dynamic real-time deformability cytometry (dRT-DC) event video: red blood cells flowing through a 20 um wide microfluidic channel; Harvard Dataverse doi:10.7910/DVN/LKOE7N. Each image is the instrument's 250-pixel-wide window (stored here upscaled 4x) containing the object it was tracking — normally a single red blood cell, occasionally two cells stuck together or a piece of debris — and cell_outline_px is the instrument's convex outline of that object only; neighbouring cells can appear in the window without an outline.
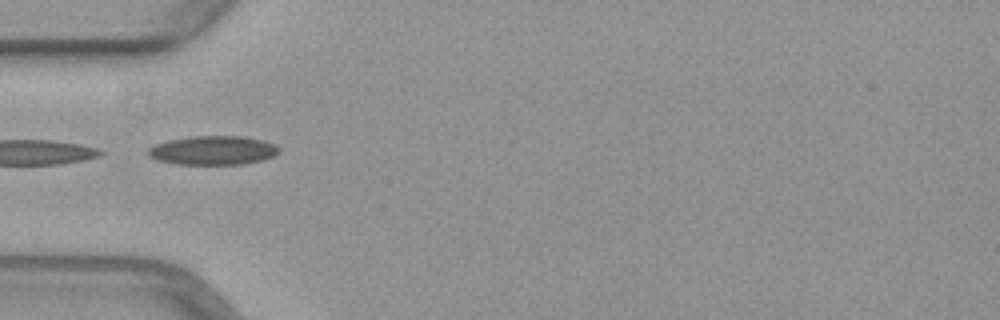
{"species": "common noctule bat (a hibernating species)", "species_latin": "Nyctalus noctula", "temperature_condition": "warm", "stored_images_in_passage": 27, "camera_frame_rate_fps": 3000, "um_per_image_px": 0.085, "animal": {"sex": "female", "body_mass_g": 29.2, "forearm_length_mm": 56.3}, "frame": {"image": 1, "passage_image": 1, "time_ms": 0.0, "image_size_px": [1000, 320], "cell_outline_px": [[280, 152], [264, 160], [244, 164], [176, 164], [156, 160], [148, 156], [148, 148], [156, 144], [168, 140], [192, 136], [244, 136], [264, 140], [276, 144], [280, 148]], "centroid_in_image_um": [18.13, 12.78], "position_along_channel_um": 66.9, "area_um2": 22.31}}
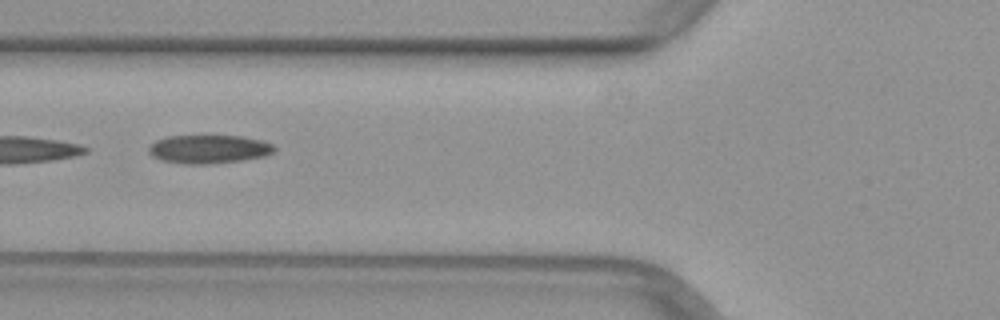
{"frame": {"image": 2, "passage_image": 4, "time_ms": 1.0, "image_size_px": [1000, 320], "cell_outline_px": [[276, 148], [272, 152], [264, 156], [240, 160], [208, 164], [184, 164], [160, 160], [152, 156], [148, 152], [148, 148], [156, 140], [168, 136], [244, 136], [264, 140], [272, 144]], "centroid_in_image_um": [17.74, 12.67], "position_along_channel_um": 108.1, "area_um2": 20.87}}
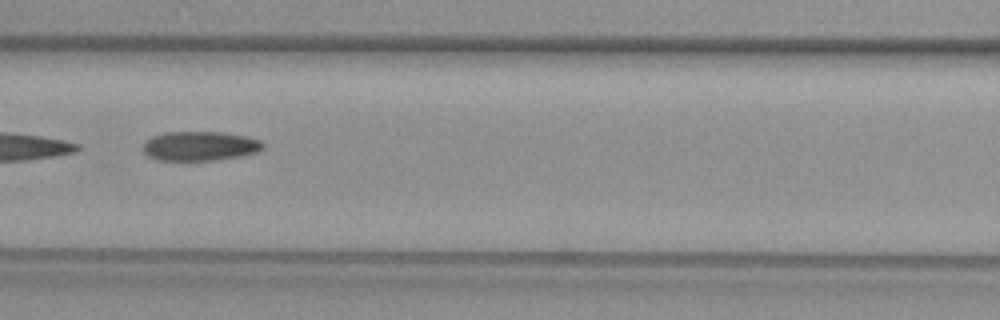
{"frame": {"image": 3, "passage_image": 7, "time_ms": 2.0, "image_size_px": [1000, 320], "cell_outline_px": [[264, 148], [256, 152], [244, 156], [216, 160], [156, 160], [148, 156], [144, 152], [144, 144], [152, 136], [164, 132], [224, 132], [244, 136], [260, 140], [264, 144]], "centroid_in_image_um": [17.01, 12.41], "position_along_channel_um": 149.6, "area_um2": 20.58}}